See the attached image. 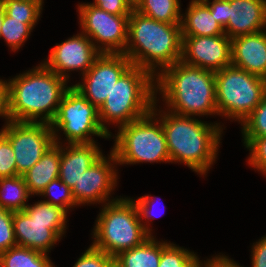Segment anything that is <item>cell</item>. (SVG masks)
<instances>
[{"instance_id":"cell-22","label":"cell","mask_w":266,"mask_h":267,"mask_svg":"<svg viewBox=\"0 0 266 267\" xmlns=\"http://www.w3.org/2000/svg\"><path fill=\"white\" fill-rule=\"evenodd\" d=\"M150 236L142 244L120 252L114 257L117 267H158L162 249L168 242H160Z\"/></svg>"},{"instance_id":"cell-31","label":"cell","mask_w":266,"mask_h":267,"mask_svg":"<svg viewBox=\"0 0 266 267\" xmlns=\"http://www.w3.org/2000/svg\"><path fill=\"white\" fill-rule=\"evenodd\" d=\"M58 187L61 190V195L59 194V196L58 195L56 196L54 192L56 189H58ZM39 195L40 196L42 195L44 197L51 196L50 199L43 200V201L46 203H50L54 206H59L65 209L66 211H68L69 208H73L74 206H77L72 196L71 189L59 178L52 180Z\"/></svg>"},{"instance_id":"cell-34","label":"cell","mask_w":266,"mask_h":267,"mask_svg":"<svg viewBox=\"0 0 266 267\" xmlns=\"http://www.w3.org/2000/svg\"><path fill=\"white\" fill-rule=\"evenodd\" d=\"M114 258L92 245L81 255L73 267H111Z\"/></svg>"},{"instance_id":"cell-26","label":"cell","mask_w":266,"mask_h":267,"mask_svg":"<svg viewBox=\"0 0 266 267\" xmlns=\"http://www.w3.org/2000/svg\"><path fill=\"white\" fill-rule=\"evenodd\" d=\"M5 13L12 19L23 20L32 29L35 27L41 13L43 2L27 0H1Z\"/></svg>"},{"instance_id":"cell-5","label":"cell","mask_w":266,"mask_h":267,"mask_svg":"<svg viewBox=\"0 0 266 267\" xmlns=\"http://www.w3.org/2000/svg\"><path fill=\"white\" fill-rule=\"evenodd\" d=\"M156 98L155 78L147 70L132 65L99 108L101 126L111 133L106 124L121 127L142 118L151 111Z\"/></svg>"},{"instance_id":"cell-21","label":"cell","mask_w":266,"mask_h":267,"mask_svg":"<svg viewBox=\"0 0 266 267\" xmlns=\"http://www.w3.org/2000/svg\"><path fill=\"white\" fill-rule=\"evenodd\" d=\"M61 144L54 143L41 159L22 176L31 195H39L45 187L59 177Z\"/></svg>"},{"instance_id":"cell-30","label":"cell","mask_w":266,"mask_h":267,"mask_svg":"<svg viewBox=\"0 0 266 267\" xmlns=\"http://www.w3.org/2000/svg\"><path fill=\"white\" fill-rule=\"evenodd\" d=\"M24 211L35 221L41 222H67V211L44 201L27 205Z\"/></svg>"},{"instance_id":"cell-8","label":"cell","mask_w":266,"mask_h":267,"mask_svg":"<svg viewBox=\"0 0 266 267\" xmlns=\"http://www.w3.org/2000/svg\"><path fill=\"white\" fill-rule=\"evenodd\" d=\"M215 90L218 115L241 123L266 95V79L230 65L215 72Z\"/></svg>"},{"instance_id":"cell-33","label":"cell","mask_w":266,"mask_h":267,"mask_svg":"<svg viewBox=\"0 0 266 267\" xmlns=\"http://www.w3.org/2000/svg\"><path fill=\"white\" fill-rule=\"evenodd\" d=\"M17 175L15 154L10 141L0 132V178Z\"/></svg>"},{"instance_id":"cell-18","label":"cell","mask_w":266,"mask_h":267,"mask_svg":"<svg viewBox=\"0 0 266 267\" xmlns=\"http://www.w3.org/2000/svg\"><path fill=\"white\" fill-rule=\"evenodd\" d=\"M231 65L266 79V30L232 38Z\"/></svg>"},{"instance_id":"cell-42","label":"cell","mask_w":266,"mask_h":267,"mask_svg":"<svg viewBox=\"0 0 266 267\" xmlns=\"http://www.w3.org/2000/svg\"><path fill=\"white\" fill-rule=\"evenodd\" d=\"M126 2L135 9L137 5L141 2V0H126Z\"/></svg>"},{"instance_id":"cell-38","label":"cell","mask_w":266,"mask_h":267,"mask_svg":"<svg viewBox=\"0 0 266 267\" xmlns=\"http://www.w3.org/2000/svg\"><path fill=\"white\" fill-rule=\"evenodd\" d=\"M134 204L136 205L139 218L142 221V219H146L148 222L149 220H153L154 217H157V215L152 214V209L154 205V200H156V197H151V195H145L142 197H138L137 200L132 199ZM144 217V218H143Z\"/></svg>"},{"instance_id":"cell-41","label":"cell","mask_w":266,"mask_h":267,"mask_svg":"<svg viewBox=\"0 0 266 267\" xmlns=\"http://www.w3.org/2000/svg\"><path fill=\"white\" fill-rule=\"evenodd\" d=\"M1 116L4 117L7 122L9 121L7 85L2 79H0V117Z\"/></svg>"},{"instance_id":"cell-27","label":"cell","mask_w":266,"mask_h":267,"mask_svg":"<svg viewBox=\"0 0 266 267\" xmlns=\"http://www.w3.org/2000/svg\"><path fill=\"white\" fill-rule=\"evenodd\" d=\"M194 252L168 243L161 252L158 267H205Z\"/></svg>"},{"instance_id":"cell-29","label":"cell","mask_w":266,"mask_h":267,"mask_svg":"<svg viewBox=\"0 0 266 267\" xmlns=\"http://www.w3.org/2000/svg\"><path fill=\"white\" fill-rule=\"evenodd\" d=\"M244 146L254 138L266 136V95L253 112L241 122Z\"/></svg>"},{"instance_id":"cell-37","label":"cell","mask_w":266,"mask_h":267,"mask_svg":"<svg viewBox=\"0 0 266 267\" xmlns=\"http://www.w3.org/2000/svg\"><path fill=\"white\" fill-rule=\"evenodd\" d=\"M210 9L211 15H214L215 21L224 28L228 24V8L230 0H202Z\"/></svg>"},{"instance_id":"cell-44","label":"cell","mask_w":266,"mask_h":267,"mask_svg":"<svg viewBox=\"0 0 266 267\" xmlns=\"http://www.w3.org/2000/svg\"><path fill=\"white\" fill-rule=\"evenodd\" d=\"M27 1L44 2L43 0H27Z\"/></svg>"},{"instance_id":"cell-4","label":"cell","mask_w":266,"mask_h":267,"mask_svg":"<svg viewBox=\"0 0 266 267\" xmlns=\"http://www.w3.org/2000/svg\"><path fill=\"white\" fill-rule=\"evenodd\" d=\"M169 111L180 116L218 115L215 72L178 61L155 77Z\"/></svg>"},{"instance_id":"cell-25","label":"cell","mask_w":266,"mask_h":267,"mask_svg":"<svg viewBox=\"0 0 266 267\" xmlns=\"http://www.w3.org/2000/svg\"><path fill=\"white\" fill-rule=\"evenodd\" d=\"M180 8L179 0H141L135 10L156 21L180 24Z\"/></svg>"},{"instance_id":"cell-1","label":"cell","mask_w":266,"mask_h":267,"mask_svg":"<svg viewBox=\"0 0 266 267\" xmlns=\"http://www.w3.org/2000/svg\"><path fill=\"white\" fill-rule=\"evenodd\" d=\"M157 101L155 99L151 111L156 116L160 115L170 162L183 163L197 174L205 175L216 160L222 126L220 123L208 124L194 116L176 115L168 110L159 109L157 114Z\"/></svg>"},{"instance_id":"cell-3","label":"cell","mask_w":266,"mask_h":267,"mask_svg":"<svg viewBox=\"0 0 266 267\" xmlns=\"http://www.w3.org/2000/svg\"><path fill=\"white\" fill-rule=\"evenodd\" d=\"M123 54L132 65L147 70L155 78L167 67L181 61V25L156 21L133 9ZM156 68L161 71L157 72Z\"/></svg>"},{"instance_id":"cell-11","label":"cell","mask_w":266,"mask_h":267,"mask_svg":"<svg viewBox=\"0 0 266 267\" xmlns=\"http://www.w3.org/2000/svg\"><path fill=\"white\" fill-rule=\"evenodd\" d=\"M0 132L10 141L15 154L17 175L21 176L55 143L48 123L9 120Z\"/></svg>"},{"instance_id":"cell-19","label":"cell","mask_w":266,"mask_h":267,"mask_svg":"<svg viewBox=\"0 0 266 267\" xmlns=\"http://www.w3.org/2000/svg\"><path fill=\"white\" fill-rule=\"evenodd\" d=\"M96 142L90 144L61 145L59 179L70 189L78 182L82 173L91 167L103 154Z\"/></svg>"},{"instance_id":"cell-39","label":"cell","mask_w":266,"mask_h":267,"mask_svg":"<svg viewBox=\"0 0 266 267\" xmlns=\"http://www.w3.org/2000/svg\"><path fill=\"white\" fill-rule=\"evenodd\" d=\"M251 252L252 267H266V236L253 244Z\"/></svg>"},{"instance_id":"cell-15","label":"cell","mask_w":266,"mask_h":267,"mask_svg":"<svg viewBox=\"0 0 266 267\" xmlns=\"http://www.w3.org/2000/svg\"><path fill=\"white\" fill-rule=\"evenodd\" d=\"M100 54L91 39L81 32L56 44L43 64L68 81L67 72L80 70L83 76Z\"/></svg>"},{"instance_id":"cell-9","label":"cell","mask_w":266,"mask_h":267,"mask_svg":"<svg viewBox=\"0 0 266 267\" xmlns=\"http://www.w3.org/2000/svg\"><path fill=\"white\" fill-rule=\"evenodd\" d=\"M50 125L56 144L62 143L57 135L60 129L63 131L68 144L94 143L91 135L106 139L111 138V134L101 126L99 109L72 85L62 97L56 116Z\"/></svg>"},{"instance_id":"cell-23","label":"cell","mask_w":266,"mask_h":267,"mask_svg":"<svg viewBox=\"0 0 266 267\" xmlns=\"http://www.w3.org/2000/svg\"><path fill=\"white\" fill-rule=\"evenodd\" d=\"M29 196L23 176L0 178V207L13 212L24 211Z\"/></svg>"},{"instance_id":"cell-24","label":"cell","mask_w":266,"mask_h":267,"mask_svg":"<svg viewBox=\"0 0 266 267\" xmlns=\"http://www.w3.org/2000/svg\"><path fill=\"white\" fill-rule=\"evenodd\" d=\"M0 267H55L48 254L14 246L0 253Z\"/></svg>"},{"instance_id":"cell-12","label":"cell","mask_w":266,"mask_h":267,"mask_svg":"<svg viewBox=\"0 0 266 267\" xmlns=\"http://www.w3.org/2000/svg\"><path fill=\"white\" fill-rule=\"evenodd\" d=\"M131 66L132 62L124 54L101 53L82 76L84 83L72 86L99 109L118 79Z\"/></svg>"},{"instance_id":"cell-10","label":"cell","mask_w":266,"mask_h":267,"mask_svg":"<svg viewBox=\"0 0 266 267\" xmlns=\"http://www.w3.org/2000/svg\"><path fill=\"white\" fill-rule=\"evenodd\" d=\"M78 6L82 33L91 39L95 48L100 53L123 54L128 41L129 16L110 14L91 3Z\"/></svg>"},{"instance_id":"cell-43","label":"cell","mask_w":266,"mask_h":267,"mask_svg":"<svg viewBox=\"0 0 266 267\" xmlns=\"http://www.w3.org/2000/svg\"><path fill=\"white\" fill-rule=\"evenodd\" d=\"M4 8L2 6V4H0V28L2 26V22H3V16H4Z\"/></svg>"},{"instance_id":"cell-17","label":"cell","mask_w":266,"mask_h":267,"mask_svg":"<svg viewBox=\"0 0 266 267\" xmlns=\"http://www.w3.org/2000/svg\"><path fill=\"white\" fill-rule=\"evenodd\" d=\"M230 39L266 29V0H230L228 24L223 28Z\"/></svg>"},{"instance_id":"cell-35","label":"cell","mask_w":266,"mask_h":267,"mask_svg":"<svg viewBox=\"0 0 266 267\" xmlns=\"http://www.w3.org/2000/svg\"><path fill=\"white\" fill-rule=\"evenodd\" d=\"M245 148L249 149L248 164L266 174V136L254 138Z\"/></svg>"},{"instance_id":"cell-28","label":"cell","mask_w":266,"mask_h":267,"mask_svg":"<svg viewBox=\"0 0 266 267\" xmlns=\"http://www.w3.org/2000/svg\"><path fill=\"white\" fill-rule=\"evenodd\" d=\"M32 30L28 24L23 23V20L12 19L4 12L0 38L5 40L12 51L20 49Z\"/></svg>"},{"instance_id":"cell-36","label":"cell","mask_w":266,"mask_h":267,"mask_svg":"<svg viewBox=\"0 0 266 267\" xmlns=\"http://www.w3.org/2000/svg\"><path fill=\"white\" fill-rule=\"evenodd\" d=\"M91 4L110 14L119 16H129L133 10L126 0H94Z\"/></svg>"},{"instance_id":"cell-40","label":"cell","mask_w":266,"mask_h":267,"mask_svg":"<svg viewBox=\"0 0 266 267\" xmlns=\"http://www.w3.org/2000/svg\"><path fill=\"white\" fill-rule=\"evenodd\" d=\"M205 267H242L225 255H217L212 259L204 260Z\"/></svg>"},{"instance_id":"cell-16","label":"cell","mask_w":266,"mask_h":267,"mask_svg":"<svg viewBox=\"0 0 266 267\" xmlns=\"http://www.w3.org/2000/svg\"><path fill=\"white\" fill-rule=\"evenodd\" d=\"M67 222H41L32 219L25 211L13 212L14 236L18 246L45 254L62 239Z\"/></svg>"},{"instance_id":"cell-32","label":"cell","mask_w":266,"mask_h":267,"mask_svg":"<svg viewBox=\"0 0 266 267\" xmlns=\"http://www.w3.org/2000/svg\"><path fill=\"white\" fill-rule=\"evenodd\" d=\"M17 246L14 236L13 211L0 207V253Z\"/></svg>"},{"instance_id":"cell-20","label":"cell","mask_w":266,"mask_h":267,"mask_svg":"<svg viewBox=\"0 0 266 267\" xmlns=\"http://www.w3.org/2000/svg\"><path fill=\"white\" fill-rule=\"evenodd\" d=\"M182 36L224 35V29L215 21L209 7L202 0H191L185 15H181Z\"/></svg>"},{"instance_id":"cell-7","label":"cell","mask_w":266,"mask_h":267,"mask_svg":"<svg viewBox=\"0 0 266 267\" xmlns=\"http://www.w3.org/2000/svg\"><path fill=\"white\" fill-rule=\"evenodd\" d=\"M118 129L112 148L118 164L170 163L165 132L152 111Z\"/></svg>"},{"instance_id":"cell-14","label":"cell","mask_w":266,"mask_h":267,"mask_svg":"<svg viewBox=\"0 0 266 267\" xmlns=\"http://www.w3.org/2000/svg\"><path fill=\"white\" fill-rule=\"evenodd\" d=\"M184 64L219 71L231 65V39L224 35L182 36Z\"/></svg>"},{"instance_id":"cell-13","label":"cell","mask_w":266,"mask_h":267,"mask_svg":"<svg viewBox=\"0 0 266 267\" xmlns=\"http://www.w3.org/2000/svg\"><path fill=\"white\" fill-rule=\"evenodd\" d=\"M108 157L102 155L89 169L82 173L78 182L71 189L77 205L95 204L97 202L98 204L108 203L118 199L109 200L110 193L117 186L118 175L113 164L117 165L118 163L112 150Z\"/></svg>"},{"instance_id":"cell-2","label":"cell","mask_w":266,"mask_h":267,"mask_svg":"<svg viewBox=\"0 0 266 267\" xmlns=\"http://www.w3.org/2000/svg\"><path fill=\"white\" fill-rule=\"evenodd\" d=\"M5 82L9 120L15 122L50 124L71 87L43 63Z\"/></svg>"},{"instance_id":"cell-6","label":"cell","mask_w":266,"mask_h":267,"mask_svg":"<svg viewBox=\"0 0 266 267\" xmlns=\"http://www.w3.org/2000/svg\"><path fill=\"white\" fill-rule=\"evenodd\" d=\"M104 205L94 226V248L114 258L152 236V229L141 223L132 199L121 197Z\"/></svg>"}]
</instances>
